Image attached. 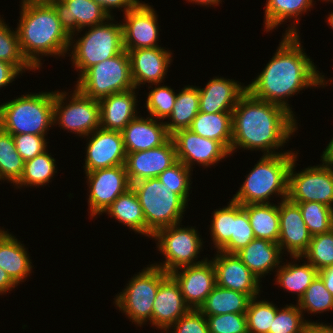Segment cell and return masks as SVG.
Here are the masks:
<instances>
[{
	"label": "cell",
	"instance_id": "1",
	"mask_svg": "<svg viewBox=\"0 0 333 333\" xmlns=\"http://www.w3.org/2000/svg\"><path fill=\"white\" fill-rule=\"evenodd\" d=\"M296 118L284 107L260 100L246 91L232 111L231 154L236 149L274 155L298 129ZM288 141V142H287Z\"/></svg>",
	"mask_w": 333,
	"mask_h": 333
},
{
	"label": "cell",
	"instance_id": "2",
	"mask_svg": "<svg viewBox=\"0 0 333 333\" xmlns=\"http://www.w3.org/2000/svg\"><path fill=\"white\" fill-rule=\"evenodd\" d=\"M282 36L274 56L247 85V91L260 100L284 107L295 117L288 98L303 89L321 87L320 72L304 52L299 35Z\"/></svg>",
	"mask_w": 333,
	"mask_h": 333
},
{
	"label": "cell",
	"instance_id": "3",
	"mask_svg": "<svg viewBox=\"0 0 333 333\" xmlns=\"http://www.w3.org/2000/svg\"><path fill=\"white\" fill-rule=\"evenodd\" d=\"M20 7L15 29L26 60L39 70L42 56H66L71 37L62 28L54 7L49 2L24 3Z\"/></svg>",
	"mask_w": 333,
	"mask_h": 333
},
{
	"label": "cell",
	"instance_id": "4",
	"mask_svg": "<svg viewBox=\"0 0 333 333\" xmlns=\"http://www.w3.org/2000/svg\"><path fill=\"white\" fill-rule=\"evenodd\" d=\"M296 156V151L261 156L231 200L241 205L271 203L273 194L288 199L289 169Z\"/></svg>",
	"mask_w": 333,
	"mask_h": 333
},
{
	"label": "cell",
	"instance_id": "5",
	"mask_svg": "<svg viewBox=\"0 0 333 333\" xmlns=\"http://www.w3.org/2000/svg\"><path fill=\"white\" fill-rule=\"evenodd\" d=\"M54 91L21 95L0 105V127L11 135L46 136L53 127Z\"/></svg>",
	"mask_w": 333,
	"mask_h": 333
},
{
	"label": "cell",
	"instance_id": "6",
	"mask_svg": "<svg viewBox=\"0 0 333 333\" xmlns=\"http://www.w3.org/2000/svg\"><path fill=\"white\" fill-rule=\"evenodd\" d=\"M146 221V237L160 229L182 222L188 203L158 177L140 180L131 184Z\"/></svg>",
	"mask_w": 333,
	"mask_h": 333
},
{
	"label": "cell",
	"instance_id": "7",
	"mask_svg": "<svg viewBox=\"0 0 333 333\" xmlns=\"http://www.w3.org/2000/svg\"><path fill=\"white\" fill-rule=\"evenodd\" d=\"M112 20L114 21V16L103 24L88 27V31L86 30L82 37L71 36L70 50L71 48L72 50L68 55L71 57L72 66L77 72L79 71V77L88 68L124 50L122 24L120 22L115 24Z\"/></svg>",
	"mask_w": 333,
	"mask_h": 333
},
{
	"label": "cell",
	"instance_id": "8",
	"mask_svg": "<svg viewBox=\"0 0 333 333\" xmlns=\"http://www.w3.org/2000/svg\"><path fill=\"white\" fill-rule=\"evenodd\" d=\"M169 274L153 264L147 265L141 272L135 274L126 287L116 298V308L130 319L136 326L149 322L152 324V309L160 283Z\"/></svg>",
	"mask_w": 333,
	"mask_h": 333
},
{
	"label": "cell",
	"instance_id": "9",
	"mask_svg": "<svg viewBox=\"0 0 333 333\" xmlns=\"http://www.w3.org/2000/svg\"><path fill=\"white\" fill-rule=\"evenodd\" d=\"M77 79L74 87L83 95L97 100L135 88L129 54L125 49L118 55L88 68Z\"/></svg>",
	"mask_w": 333,
	"mask_h": 333
},
{
	"label": "cell",
	"instance_id": "10",
	"mask_svg": "<svg viewBox=\"0 0 333 333\" xmlns=\"http://www.w3.org/2000/svg\"><path fill=\"white\" fill-rule=\"evenodd\" d=\"M180 224L162 228L152 236V239L157 240L158 251L165 258L163 263L153 265L160 267L168 274L184 266L200 264L207 259L204 257L201 261H197L204 244L197 229L194 226L183 228Z\"/></svg>",
	"mask_w": 333,
	"mask_h": 333
},
{
	"label": "cell",
	"instance_id": "11",
	"mask_svg": "<svg viewBox=\"0 0 333 333\" xmlns=\"http://www.w3.org/2000/svg\"><path fill=\"white\" fill-rule=\"evenodd\" d=\"M68 94L54 91L53 125L82 138L100 128L99 101L83 95L76 87Z\"/></svg>",
	"mask_w": 333,
	"mask_h": 333
},
{
	"label": "cell",
	"instance_id": "12",
	"mask_svg": "<svg viewBox=\"0 0 333 333\" xmlns=\"http://www.w3.org/2000/svg\"><path fill=\"white\" fill-rule=\"evenodd\" d=\"M297 157L289 169L288 199L291 202H320L333 208V164L322 160V165L308 166L296 173Z\"/></svg>",
	"mask_w": 333,
	"mask_h": 333
},
{
	"label": "cell",
	"instance_id": "13",
	"mask_svg": "<svg viewBox=\"0 0 333 333\" xmlns=\"http://www.w3.org/2000/svg\"><path fill=\"white\" fill-rule=\"evenodd\" d=\"M85 174L89 191L90 218L102 215L122 193L131 187L125 165L98 169Z\"/></svg>",
	"mask_w": 333,
	"mask_h": 333
},
{
	"label": "cell",
	"instance_id": "14",
	"mask_svg": "<svg viewBox=\"0 0 333 333\" xmlns=\"http://www.w3.org/2000/svg\"><path fill=\"white\" fill-rule=\"evenodd\" d=\"M157 13L151 5L138 2L124 14L122 24L123 47L128 52L134 49L161 47Z\"/></svg>",
	"mask_w": 333,
	"mask_h": 333
},
{
	"label": "cell",
	"instance_id": "15",
	"mask_svg": "<svg viewBox=\"0 0 333 333\" xmlns=\"http://www.w3.org/2000/svg\"><path fill=\"white\" fill-rule=\"evenodd\" d=\"M171 138L175 144L177 160L191 170L196 163L208 168L231 155L220 142L204 138L190 129L178 130Z\"/></svg>",
	"mask_w": 333,
	"mask_h": 333
},
{
	"label": "cell",
	"instance_id": "16",
	"mask_svg": "<svg viewBox=\"0 0 333 333\" xmlns=\"http://www.w3.org/2000/svg\"><path fill=\"white\" fill-rule=\"evenodd\" d=\"M85 138L89 139L85 148V172L125 164L127 153L121 132L100 127Z\"/></svg>",
	"mask_w": 333,
	"mask_h": 333
},
{
	"label": "cell",
	"instance_id": "17",
	"mask_svg": "<svg viewBox=\"0 0 333 333\" xmlns=\"http://www.w3.org/2000/svg\"><path fill=\"white\" fill-rule=\"evenodd\" d=\"M169 274L178 283L190 309H199L216 286L215 269L208 258L200 264L184 266Z\"/></svg>",
	"mask_w": 333,
	"mask_h": 333
},
{
	"label": "cell",
	"instance_id": "18",
	"mask_svg": "<svg viewBox=\"0 0 333 333\" xmlns=\"http://www.w3.org/2000/svg\"><path fill=\"white\" fill-rule=\"evenodd\" d=\"M212 263L216 273V285L247 294L250 298L260 297V282L236 254L216 251Z\"/></svg>",
	"mask_w": 333,
	"mask_h": 333
},
{
	"label": "cell",
	"instance_id": "19",
	"mask_svg": "<svg viewBox=\"0 0 333 333\" xmlns=\"http://www.w3.org/2000/svg\"><path fill=\"white\" fill-rule=\"evenodd\" d=\"M49 3L70 37L81 35L85 27L103 24L111 18L94 0H50Z\"/></svg>",
	"mask_w": 333,
	"mask_h": 333
},
{
	"label": "cell",
	"instance_id": "20",
	"mask_svg": "<svg viewBox=\"0 0 333 333\" xmlns=\"http://www.w3.org/2000/svg\"><path fill=\"white\" fill-rule=\"evenodd\" d=\"M278 204L279 213V239L278 245L282 253L291 256H301L308 248L312 239L299 206L289 199L280 200Z\"/></svg>",
	"mask_w": 333,
	"mask_h": 333
},
{
	"label": "cell",
	"instance_id": "21",
	"mask_svg": "<svg viewBox=\"0 0 333 333\" xmlns=\"http://www.w3.org/2000/svg\"><path fill=\"white\" fill-rule=\"evenodd\" d=\"M177 161L173 139L153 149L127 153L125 168L130 184L158 177Z\"/></svg>",
	"mask_w": 333,
	"mask_h": 333
},
{
	"label": "cell",
	"instance_id": "22",
	"mask_svg": "<svg viewBox=\"0 0 333 333\" xmlns=\"http://www.w3.org/2000/svg\"><path fill=\"white\" fill-rule=\"evenodd\" d=\"M165 47L141 48L128 51L130 58L131 77L134 87L149 83H162L172 61V52Z\"/></svg>",
	"mask_w": 333,
	"mask_h": 333
},
{
	"label": "cell",
	"instance_id": "23",
	"mask_svg": "<svg viewBox=\"0 0 333 333\" xmlns=\"http://www.w3.org/2000/svg\"><path fill=\"white\" fill-rule=\"evenodd\" d=\"M190 307L185 303L180 287L169 274L159 285L152 309V326L167 332Z\"/></svg>",
	"mask_w": 333,
	"mask_h": 333
},
{
	"label": "cell",
	"instance_id": "24",
	"mask_svg": "<svg viewBox=\"0 0 333 333\" xmlns=\"http://www.w3.org/2000/svg\"><path fill=\"white\" fill-rule=\"evenodd\" d=\"M140 116L135 117L121 131L126 153L160 147L171 138L163 121L151 116Z\"/></svg>",
	"mask_w": 333,
	"mask_h": 333
},
{
	"label": "cell",
	"instance_id": "25",
	"mask_svg": "<svg viewBox=\"0 0 333 333\" xmlns=\"http://www.w3.org/2000/svg\"><path fill=\"white\" fill-rule=\"evenodd\" d=\"M199 90V111L205 113L232 112L240 97L247 91L241 82L215 77Z\"/></svg>",
	"mask_w": 333,
	"mask_h": 333
},
{
	"label": "cell",
	"instance_id": "26",
	"mask_svg": "<svg viewBox=\"0 0 333 333\" xmlns=\"http://www.w3.org/2000/svg\"><path fill=\"white\" fill-rule=\"evenodd\" d=\"M136 88L114 93L101 98L100 127L106 130L121 132L125 126L137 117V93Z\"/></svg>",
	"mask_w": 333,
	"mask_h": 333
},
{
	"label": "cell",
	"instance_id": "27",
	"mask_svg": "<svg viewBox=\"0 0 333 333\" xmlns=\"http://www.w3.org/2000/svg\"><path fill=\"white\" fill-rule=\"evenodd\" d=\"M244 265L261 281L282 263V251L278 243L255 238L245 248L236 253ZM279 265V266H278Z\"/></svg>",
	"mask_w": 333,
	"mask_h": 333
},
{
	"label": "cell",
	"instance_id": "28",
	"mask_svg": "<svg viewBox=\"0 0 333 333\" xmlns=\"http://www.w3.org/2000/svg\"><path fill=\"white\" fill-rule=\"evenodd\" d=\"M31 261L25 245L14 235L0 228V268L17 285L26 281L32 273L34 266Z\"/></svg>",
	"mask_w": 333,
	"mask_h": 333
},
{
	"label": "cell",
	"instance_id": "29",
	"mask_svg": "<svg viewBox=\"0 0 333 333\" xmlns=\"http://www.w3.org/2000/svg\"><path fill=\"white\" fill-rule=\"evenodd\" d=\"M313 3L314 0H267L264 10V30L273 31L286 22L285 20L295 18L293 24L287 27L288 30L286 28L284 35H299L296 24L299 25L302 14L311 11Z\"/></svg>",
	"mask_w": 333,
	"mask_h": 333
},
{
	"label": "cell",
	"instance_id": "30",
	"mask_svg": "<svg viewBox=\"0 0 333 333\" xmlns=\"http://www.w3.org/2000/svg\"><path fill=\"white\" fill-rule=\"evenodd\" d=\"M189 129L204 138L220 142L231 154L232 112L199 111Z\"/></svg>",
	"mask_w": 333,
	"mask_h": 333
},
{
	"label": "cell",
	"instance_id": "31",
	"mask_svg": "<svg viewBox=\"0 0 333 333\" xmlns=\"http://www.w3.org/2000/svg\"><path fill=\"white\" fill-rule=\"evenodd\" d=\"M104 213L134 232L146 235V221L142 207L132 187L122 193Z\"/></svg>",
	"mask_w": 333,
	"mask_h": 333
},
{
	"label": "cell",
	"instance_id": "32",
	"mask_svg": "<svg viewBox=\"0 0 333 333\" xmlns=\"http://www.w3.org/2000/svg\"><path fill=\"white\" fill-rule=\"evenodd\" d=\"M247 212L255 238L278 243L280 223L278 205L272 203L242 205Z\"/></svg>",
	"mask_w": 333,
	"mask_h": 333
},
{
	"label": "cell",
	"instance_id": "33",
	"mask_svg": "<svg viewBox=\"0 0 333 333\" xmlns=\"http://www.w3.org/2000/svg\"><path fill=\"white\" fill-rule=\"evenodd\" d=\"M304 262L302 265L295 262L281 263L274 275V280L283 290L297 294V303L319 274V271L309 262Z\"/></svg>",
	"mask_w": 333,
	"mask_h": 333
},
{
	"label": "cell",
	"instance_id": "34",
	"mask_svg": "<svg viewBox=\"0 0 333 333\" xmlns=\"http://www.w3.org/2000/svg\"><path fill=\"white\" fill-rule=\"evenodd\" d=\"M250 299L247 294L216 285L198 310L204 316L227 313L246 314Z\"/></svg>",
	"mask_w": 333,
	"mask_h": 333
},
{
	"label": "cell",
	"instance_id": "35",
	"mask_svg": "<svg viewBox=\"0 0 333 333\" xmlns=\"http://www.w3.org/2000/svg\"><path fill=\"white\" fill-rule=\"evenodd\" d=\"M199 113V90L193 85H186L176 95V102L169 115V121L164 124L170 135L181 129H189L193 119Z\"/></svg>",
	"mask_w": 333,
	"mask_h": 333
},
{
	"label": "cell",
	"instance_id": "36",
	"mask_svg": "<svg viewBox=\"0 0 333 333\" xmlns=\"http://www.w3.org/2000/svg\"><path fill=\"white\" fill-rule=\"evenodd\" d=\"M56 160L49 153L48 149L36 155L33 159L24 163L23 173L20 179L14 184L16 189L22 187H42L51 182V178L57 173Z\"/></svg>",
	"mask_w": 333,
	"mask_h": 333
},
{
	"label": "cell",
	"instance_id": "37",
	"mask_svg": "<svg viewBox=\"0 0 333 333\" xmlns=\"http://www.w3.org/2000/svg\"><path fill=\"white\" fill-rule=\"evenodd\" d=\"M24 163L13 136L0 127V180L15 184L23 173Z\"/></svg>",
	"mask_w": 333,
	"mask_h": 333
},
{
	"label": "cell",
	"instance_id": "38",
	"mask_svg": "<svg viewBox=\"0 0 333 333\" xmlns=\"http://www.w3.org/2000/svg\"><path fill=\"white\" fill-rule=\"evenodd\" d=\"M306 258L318 271L333 266V229L329 232L312 236L307 250L301 256H291L292 259Z\"/></svg>",
	"mask_w": 333,
	"mask_h": 333
},
{
	"label": "cell",
	"instance_id": "39",
	"mask_svg": "<svg viewBox=\"0 0 333 333\" xmlns=\"http://www.w3.org/2000/svg\"><path fill=\"white\" fill-rule=\"evenodd\" d=\"M0 60L14 65L21 73L26 70L36 69L24 57L17 35V31L11 30L0 17ZM24 71V72H23Z\"/></svg>",
	"mask_w": 333,
	"mask_h": 333
},
{
	"label": "cell",
	"instance_id": "40",
	"mask_svg": "<svg viewBox=\"0 0 333 333\" xmlns=\"http://www.w3.org/2000/svg\"><path fill=\"white\" fill-rule=\"evenodd\" d=\"M302 213L303 220L312 236L333 229V208L320 202H293Z\"/></svg>",
	"mask_w": 333,
	"mask_h": 333
},
{
	"label": "cell",
	"instance_id": "41",
	"mask_svg": "<svg viewBox=\"0 0 333 333\" xmlns=\"http://www.w3.org/2000/svg\"><path fill=\"white\" fill-rule=\"evenodd\" d=\"M254 239L247 212L241 204L233 201V233L230 242L221 251L236 254Z\"/></svg>",
	"mask_w": 333,
	"mask_h": 333
},
{
	"label": "cell",
	"instance_id": "42",
	"mask_svg": "<svg viewBox=\"0 0 333 333\" xmlns=\"http://www.w3.org/2000/svg\"><path fill=\"white\" fill-rule=\"evenodd\" d=\"M277 312V306L270 301L251 298L246 311L248 333H269Z\"/></svg>",
	"mask_w": 333,
	"mask_h": 333
},
{
	"label": "cell",
	"instance_id": "43",
	"mask_svg": "<svg viewBox=\"0 0 333 333\" xmlns=\"http://www.w3.org/2000/svg\"><path fill=\"white\" fill-rule=\"evenodd\" d=\"M297 304L302 313H323L333 310V296L317 276Z\"/></svg>",
	"mask_w": 333,
	"mask_h": 333
},
{
	"label": "cell",
	"instance_id": "44",
	"mask_svg": "<svg viewBox=\"0 0 333 333\" xmlns=\"http://www.w3.org/2000/svg\"><path fill=\"white\" fill-rule=\"evenodd\" d=\"M154 86L147 95L145 107L148 116L163 121L171 114L176 102L177 93L171 86H161L160 83L154 84Z\"/></svg>",
	"mask_w": 333,
	"mask_h": 333
},
{
	"label": "cell",
	"instance_id": "45",
	"mask_svg": "<svg viewBox=\"0 0 333 333\" xmlns=\"http://www.w3.org/2000/svg\"><path fill=\"white\" fill-rule=\"evenodd\" d=\"M305 316L299 309L298 304L286 305L284 308H278L272 327L269 333H306L308 321L304 319Z\"/></svg>",
	"mask_w": 333,
	"mask_h": 333
},
{
	"label": "cell",
	"instance_id": "46",
	"mask_svg": "<svg viewBox=\"0 0 333 333\" xmlns=\"http://www.w3.org/2000/svg\"><path fill=\"white\" fill-rule=\"evenodd\" d=\"M210 235L216 251H221L231 239L233 233V201L227 206L216 209L212 214Z\"/></svg>",
	"mask_w": 333,
	"mask_h": 333
},
{
	"label": "cell",
	"instance_id": "47",
	"mask_svg": "<svg viewBox=\"0 0 333 333\" xmlns=\"http://www.w3.org/2000/svg\"><path fill=\"white\" fill-rule=\"evenodd\" d=\"M191 170L183 162L177 160L169 168L165 169L158 178L160 181L172 189L173 192L180 195L187 203L190 200L188 197L190 195L191 187Z\"/></svg>",
	"mask_w": 333,
	"mask_h": 333
},
{
	"label": "cell",
	"instance_id": "48",
	"mask_svg": "<svg viewBox=\"0 0 333 333\" xmlns=\"http://www.w3.org/2000/svg\"><path fill=\"white\" fill-rule=\"evenodd\" d=\"M205 317L209 333H248L246 314L227 313Z\"/></svg>",
	"mask_w": 333,
	"mask_h": 333
},
{
	"label": "cell",
	"instance_id": "49",
	"mask_svg": "<svg viewBox=\"0 0 333 333\" xmlns=\"http://www.w3.org/2000/svg\"><path fill=\"white\" fill-rule=\"evenodd\" d=\"M16 150L24 161L33 159L36 155L43 153L47 149V138L42 135L19 134L12 135Z\"/></svg>",
	"mask_w": 333,
	"mask_h": 333
},
{
	"label": "cell",
	"instance_id": "50",
	"mask_svg": "<svg viewBox=\"0 0 333 333\" xmlns=\"http://www.w3.org/2000/svg\"><path fill=\"white\" fill-rule=\"evenodd\" d=\"M170 333H209L206 317L198 309H190L170 328Z\"/></svg>",
	"mask_w": 333,
	"mask_h": 333
},
{
	"label": "cell",
	"instance_id": "51",
	"mask_svg": "<svg viewBox=\"0 0 333 333\" xmlns=\"http://www.w3.org/2000/svg\"><path fill=\"white\" fill-rule=\"evenodd\" d=\"M98 5H100L110 17H113L112 9L114 8H120L121 11L127 13L129 10H131L138 2L139 0H94Z\"/></svg>",
	"mask_w": 333,
	"mask_h": 333
},
{
	"label": "cell",
	"instance_id": "52",
	"mask_svg": "<svg viewBox=\"0 0 333 333\" xmlns=\"http://www.w3.org/2000/svg\"><path fill=\"white\" fill-rule=\"evenodd\" d=\"M22 73L12 64L0 60V88L8 86L14 79Z\"/></svg>",
	"mask_w": 333,
	"mask_h": 333
},
{
	"label": "cell",
	"instance_id": "53",
	"mask_svg": "<svg viewBox=\"0 0 333 333\" xmlns=\"http://www.w3.org/2000/svg\"><path fill=\"white\" fill-rule=\"evenodd\" d=\"M18 285L9 277V275L0 268V295H4Z\"/></svg>",
	"mask_w": 333,
	"mask_h": 333
},
{
	"label": "cell",
	"instance_id": "54",
	"mask_svg": "<svg viewBox=\"0 0 333 333\" xmlns=\"http://www.w3.org/2000/svg\"><path fill=\"white\" fill-rule=\"evenodd\" d=\"M318 276L322 279L326 289L333 296V266H329L319 270Z\"/></svg>",
	"mask_w": 333,
	"mask_h": 333
},
{
	"label": "cell",
	"instance_id": "55",
	"mask_svg": "<svg viewBox=\"0 0 333 333\" xmlns=\"http://www.w3.org/2000/svg\"><path fill=\"white\" fill-rule=\"evenodd\" d=\"M306 333H333V325H327L323 322L308 323Z\"/></svg>",
	"mask_w": 333,
	"mask_h": 333
},
{
	"label": "cell",
	"instance_id": "56",
	"mask_svg": "<svg viewBox=\"0 0 333 333\" xmlns=\"http://www.w3.org/2000/svg\"><path fill=\"white\" fill-rule=\"evenodd\" d=\"M321 160L333 164V137L324 149Z\"/></svg>",
	"mask_w": 333,
	"mask_h": 333
},
{
	"label": "cell",
	"instance_id": "57",
	"mask_svg": "<svg viewBox=\"0 0 333 333\" xmlns=\"http://www.w3.org/2000/svg\"><path fill=\"white\" fill-rule=\"evenodd\" d=\"M186 1H188V2H191V3H195V4H197V5H202V6H211L212 5V7L213 6H218L221 2H222V0H186Z\"/></svg>",
	"mask_w": 333,
	"mask_h": 333
},
{
	"label": "cell",
	"instance_id": "58",
	"mask_svg": "<svg viewBox=\"0 0 333 333\" xmlns=\"http://www.w3.org/2000/svg\"><path fill=\"white\" fill-rule=\"evenodd\" d=\"M330 80H331V81H330ZM328 81H330V84H331L333 80H332V79H329V80L326 81L325 76L322 75V73H320V86H322V87L324 88L325 86H327Z\"/></svg>",
	"mask_w": 333,
	"mask_h": 333
},
{
	"label": "cell",
	"instance_id": "59",
	"mask_svg": "<svg viewBox=\"0 0 333 333\" xmlns=\"http://www.w3.org/2000/svg\"><path fill=\"white\" fill-rule=\"evenodd\" d=\"M333 3V1H330ZM329 26L331 27V29L333 30V12L329 13L328 17H327V21Z\"/></svg>",
	"mask_w": 333,
	"mask_h": 333
},
{
	"label": "cell",
	"instance_id": "60",
	"mask_svg": "<svg viewBox=\"0 0 333 333\" xmlns=\"http://www.w3.org/2000/svg\"><path fill=\"white\" fill-rule=\"evenodd\" d=\"M50 0H21V4L24 3H38V2H49Z\"/></svg>",
	"mask_w": 333,
	"mask_h": 333
}]
</instances>
